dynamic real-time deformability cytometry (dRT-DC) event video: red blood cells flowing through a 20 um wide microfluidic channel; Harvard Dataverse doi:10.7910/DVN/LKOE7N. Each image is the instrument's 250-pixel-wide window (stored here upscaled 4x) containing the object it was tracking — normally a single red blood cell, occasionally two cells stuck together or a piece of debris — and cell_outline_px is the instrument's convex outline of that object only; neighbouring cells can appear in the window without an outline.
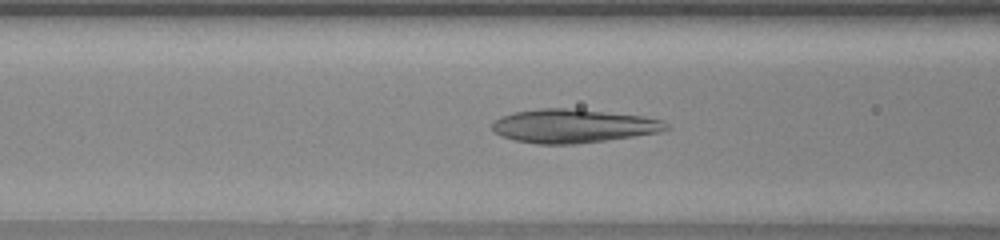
{"species": "human", "species_latin": "Homo sapiens", "temperature_condition": "warm", "stored_images_in_passage": 25, "camera_frame_rate_fps": 3000, "um_per_image_px": 0.085, "donor": {"sex": "female"}, "frame": {"image": 1, "passage_image": 13, "time_ms": 4.0, "image_size_px": [1000, 240], "cell_outline_px": [[668, 128], [660, 132], [576, 144], [536, 144], [516, 140], [500, 136], [492, 128], [492, 124], [500, 116], [512, 112], [540, 108], [564, 108], [644, 116], [664, 120], [668, 124]], "centroid_in_image_um": [48.7, 10.71], "position_along_channel_um": 117.9, "area_um2": 33.87}}
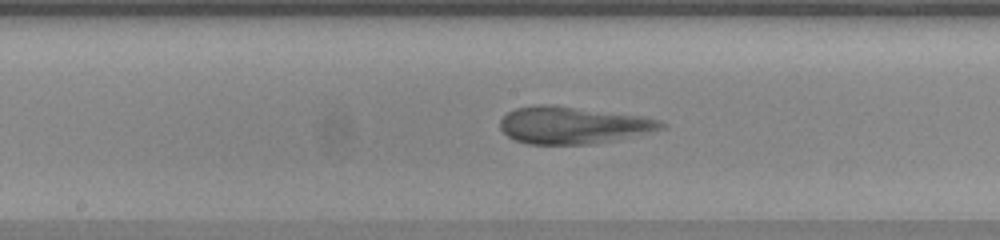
{"frame": {"image": 2, "passage_image": 19, "time_ms": 6.0, "image_size_px": [1000, 240], "cell_outline_px": [[668, 124], [664, 128], [616, 140], [588, 144], [528, 144], [516, 140], [508, 136], [500, 128], [500, 120], [508, 112], [516, 108], [536, 104], [552, 104], [640, 116], [660, 120]], "centroid_in_image_um": [48.68, 10.63], "position_along_channel_um": 199.5, "area_um2": 34.74}}
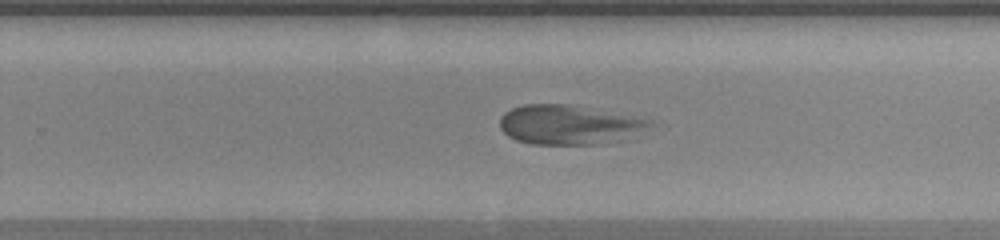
{"frame": {"image": 3, "passage_image": 25, "time_ms": 8.0, "image_size_px": [1000, 240], "cell_outline_px": [[656, 124], [636, 140], [604, 144], [532, 144], [516, 140], [508, 136], [500, 128], [500, 116], [504, 112], [512, 108], [524, 104], [568, 104], [652, 120]], "centroid_in_image_um": [48.5, 10.63], "position_along_channel_um": 281.3, "area_um2": 35.43}}